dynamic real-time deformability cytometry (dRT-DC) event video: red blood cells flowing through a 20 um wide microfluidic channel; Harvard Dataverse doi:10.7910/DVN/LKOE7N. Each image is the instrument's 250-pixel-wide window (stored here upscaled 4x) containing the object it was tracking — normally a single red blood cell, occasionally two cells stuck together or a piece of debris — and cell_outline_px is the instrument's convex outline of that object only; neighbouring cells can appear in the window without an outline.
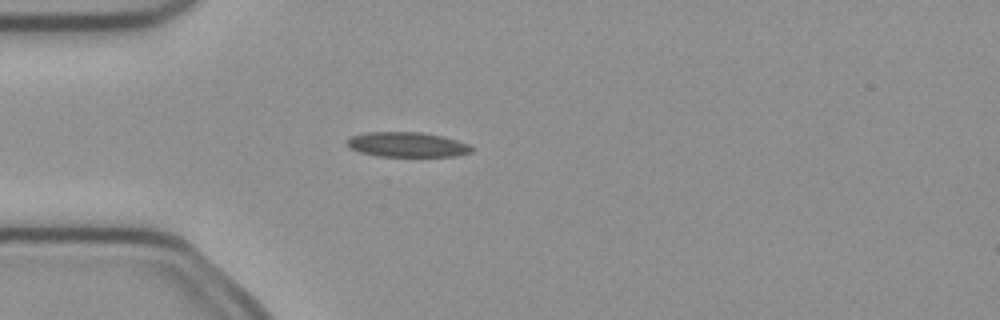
{"species": "common noctule bat (a hibernating species)", "species_latin": "Nyctalus noctula", "temperature_condition": "cold", "stored_images_in_passage": 3, "camera_frame_rate_fps": 3000, "um_per_image_px": 0.085, "animal": {"sex": "female", "body_mass_g": 21.9}, "frame": {"image": 1, "passage_image": 3, "time_ms": 0.667, "image_size_px": [1000, 320], "cell_outline_px": [[476, 148], [472, 152], [456, 156], [376, 156], [360, 152], [348, 148], [348, 140], [352, 136], [368, 132], [420, 132], [444, 136], [468, 144]], "centroid_in_image_um": [34.65, 12.29], "position_along_channel_um": 50.4, "area_um2": 18.09}}